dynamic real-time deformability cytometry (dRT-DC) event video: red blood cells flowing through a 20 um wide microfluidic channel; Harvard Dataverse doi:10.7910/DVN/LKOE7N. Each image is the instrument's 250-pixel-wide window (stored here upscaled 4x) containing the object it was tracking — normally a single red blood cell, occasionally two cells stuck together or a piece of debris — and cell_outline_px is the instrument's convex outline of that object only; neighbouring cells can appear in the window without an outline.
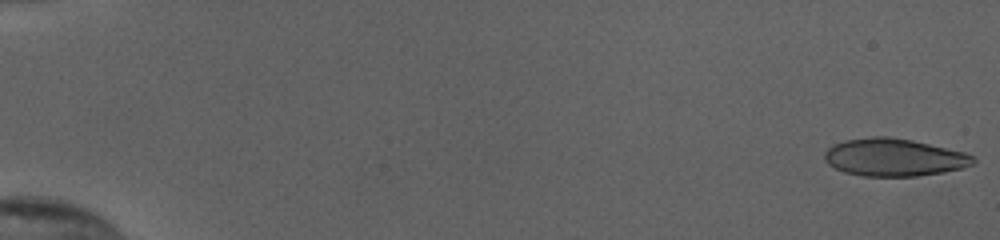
{"species": "human", "species_latin": "Homo sapiens", "temperature_condition": "cold", "stored_images_in_passage": 55, "camera_frame_rate_fps": 3000, "um_per_image_px": 0.085, "donor": {"sex": "female"}, "frame": {"image": 1, "passage_image": 1, "time_ms": 0.0, "image_size_px": [1000, 240], "cell_outline_px": [[976, 164], [964, 168], [944, 172], [916, 176], [864, 176], [844, 172], [828, 164], [824, 160], [824, 152], [832, 144], [844, 140], [872, 136], [888, 136], [912, 140], [968, 152], [976, 160]], "centroid_in_image_um": [76.02, 13.37], "position_along_channel_um": 9.0, "area_um2": 33.0}}
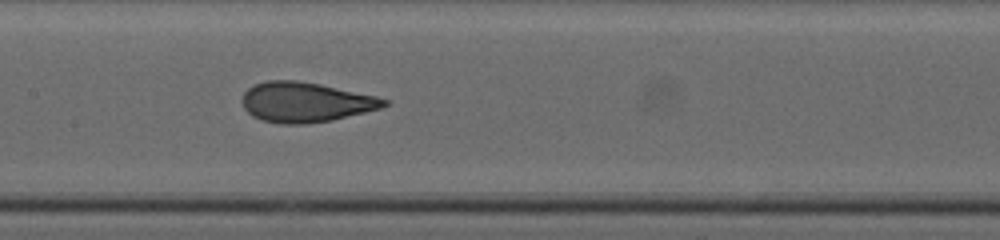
{"frame": {"image": 2, "passage_image": 30, "time_ms": 9.667, "image_size_px": [1000, 240], "cell_outline_px": [[388, 104], [384, 108], [332, 120], [304, 124], [280, 124], [264, 120], [252, 116], [244, 108], [240, 100], [244, 92], [248, 88], [256, 84], [268, 80], [296, 80], [320, 84], [376, 96], [388, 100]], "centroid_in_image_um": [25.97, 8.69], "position_along_channel_um": 181.4, "area_um2": 33.12}}
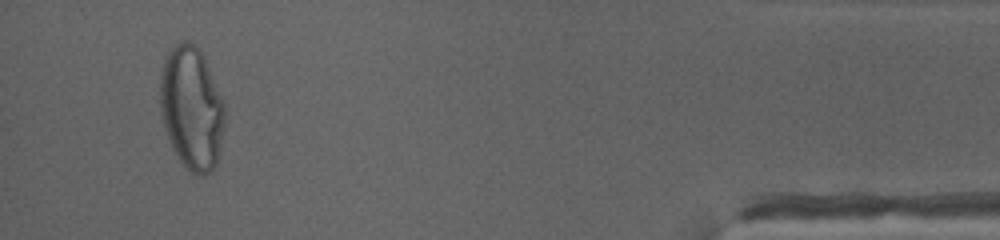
{"frame": {"image": 3, "passage_image": 53, "time_ms": 17.333, "image_size_px": [1000, 240], "cell_outline_px": [[224, 124], [220, 148], [216, 164], [212, 172], [204, 176], [200, 176], [192, 172], [180, 160], [172, 148], [164, 128], [160, 112], [160, 72], [164, 60], [168, 52], [176, 44], [184, 40], [188, 40], [204, 56], [224, 100]], "centroid_in_image_um": [16.28, 9.19], "position_along_channel_um": 418.9, "area_um2": 46.53}, "authors_computed_cell_mechanics": {"area_um2": 34.4488, "velocity_mm_per_s": 3.8783, "shape_relaxation_time_tau1_ms": 6.6957, "shape_relaxation_time_tau2_ms": 0.6161, "deformation_change_tau1": 0.2122, "deformation_change_tau2": 0.0637}}